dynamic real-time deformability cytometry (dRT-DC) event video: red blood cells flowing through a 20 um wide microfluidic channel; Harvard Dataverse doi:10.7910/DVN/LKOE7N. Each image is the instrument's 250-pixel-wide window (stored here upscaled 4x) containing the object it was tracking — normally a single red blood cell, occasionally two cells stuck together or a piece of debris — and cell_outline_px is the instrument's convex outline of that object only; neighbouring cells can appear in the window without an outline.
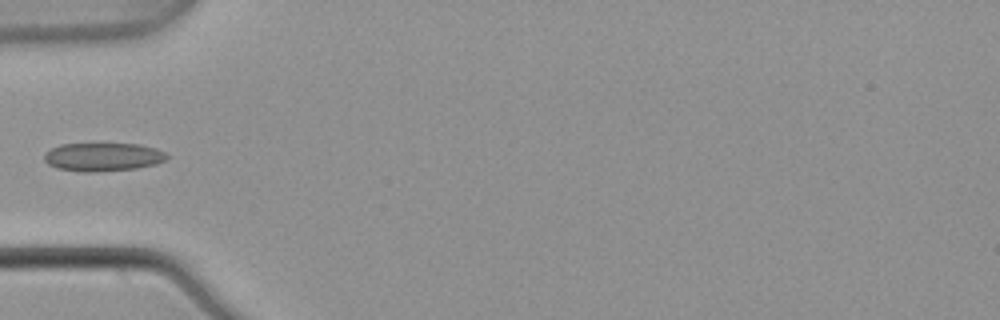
{"species": "common noctule bat (a hibernating species)", "species_latin": "Nyctalus noctula", "temperature_condition": "warm", "stored_images_in_passage": 5, "camera_frame_rate_fps": 3000, "um_per_image_px": 0.085, "animal": {"sex": "male", "body_mass_g": 21.5, "forearm_length_mm": 52.0}, "frame": {"image": 1, "passage_image": 5, "time_ms": 1.333, "image_size_px": [1000, 320], "cell_outline_px": [[168, 156], [164, 160], [156, 164], [136, 168], [92, 172], [84, 172], [56, 168], [48, 164], [44, 160], [44, 156], [52, 148], [60, 144], [140, 144], [156, 148], [164, 152]], "centroid_in_image_um": [8.75, 13.34], "position_along_channel_um": 76.3, "area_um2": 20.11}}